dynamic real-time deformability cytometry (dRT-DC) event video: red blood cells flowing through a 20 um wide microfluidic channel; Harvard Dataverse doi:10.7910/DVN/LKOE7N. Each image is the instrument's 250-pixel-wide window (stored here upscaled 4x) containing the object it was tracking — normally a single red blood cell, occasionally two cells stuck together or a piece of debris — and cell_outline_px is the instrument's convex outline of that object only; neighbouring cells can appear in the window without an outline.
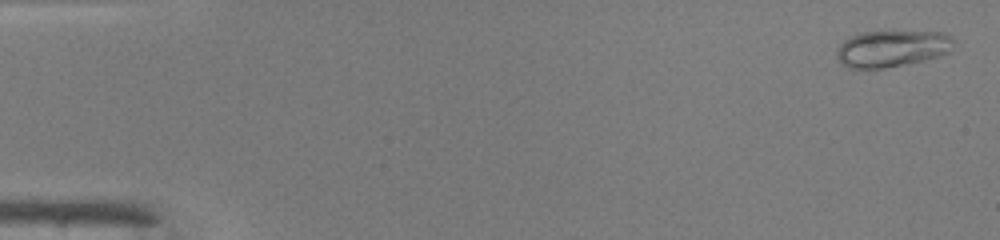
{"species": "common noctule bat (a hibernating species)", "species_latin": "Nyctalus noctula", "temperature_condition": "warm", "stored_images_in_passage": 11, "camera_frame_rate_fps": 3000, "um_per_image_px": 0.085, "animal": {"sex": "male", "body_mass_g": 19.0, "forearm_length_mm": 50.8}, "frame": {"image": 1, "passage_image": 2, "time_ms": 0.333, "image_size_px": [1000, 240], "cell_outline_px": [[956, 40], [948, 52], [936, 56], [920, 60], [884, 68], [852, 68], [844, 64], [836, 56], [836, 52], [840, 44], [844, 40], [860, 32], [944, 32], [952, 36]], "centroid_in_image_um": [75.82, 4.11], "position_along_channel_um": 9.2, "area_um2": 24.45}}